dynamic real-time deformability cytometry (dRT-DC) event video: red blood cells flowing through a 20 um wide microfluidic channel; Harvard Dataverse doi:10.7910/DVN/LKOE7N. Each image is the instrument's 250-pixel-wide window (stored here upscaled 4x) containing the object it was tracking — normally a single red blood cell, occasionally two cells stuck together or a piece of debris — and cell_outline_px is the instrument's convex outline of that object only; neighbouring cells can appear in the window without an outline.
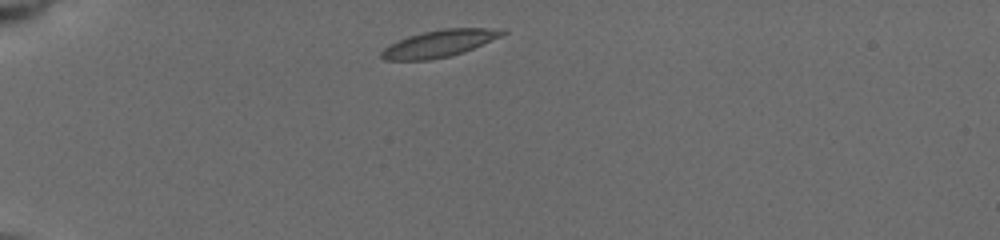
{"species": "common noctule bat (a hibernating species)", "species_latin": "Nyctalus noctula", "temperature_condition": "cold", "stored_images_in_passage": 8, "camera_frame_rate_fps": 3000, "um_per_image_px": 0.085, "animal": {"sex": "female", "body_mass_g": 19.5, "forearm_length_mm": 54.1}, "frame": {"image": 1, "passage_image": 1, "time_ms": 0.0, "image_size_px": [1000, 240], "cell_outline_px": [[508, 32], [500, 36], [464, 52], [448, 56], [428, 60], [384, 60], [380, 56], [380, 52], [384, 48], [408, 36], [424, 32], [444, 28], [504, 28]], "centroid_in_image_um": [37.36, 3.69], "position_along_channel_um": 47.6, "area_um2": 18.79}}
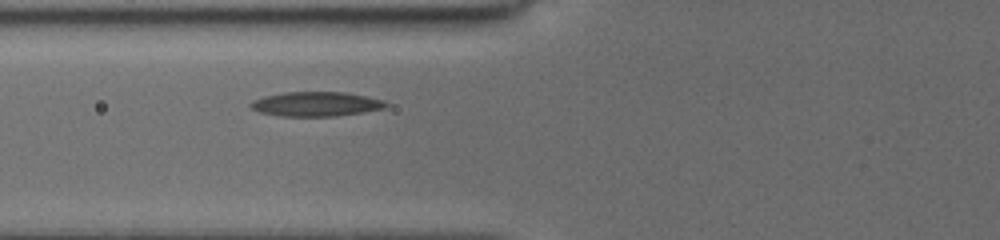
{"frame": {"image": 2, "passage_image": 5, "time_ms": 2.333, "image_size_px": [1000, 240], "cell_outline_px": [[388, 104], [384, 108], [364, 112], [336, 116], [280, 116], [260, 112], [252, 108], [248, 104], [252, 100], [264, 96], [284, 92], [348, 92], [384, 100]], "centroid_in_image_um": [26.86, 8.84], "position_along_channel_um": 98.9, "area_um2": 19.36}}
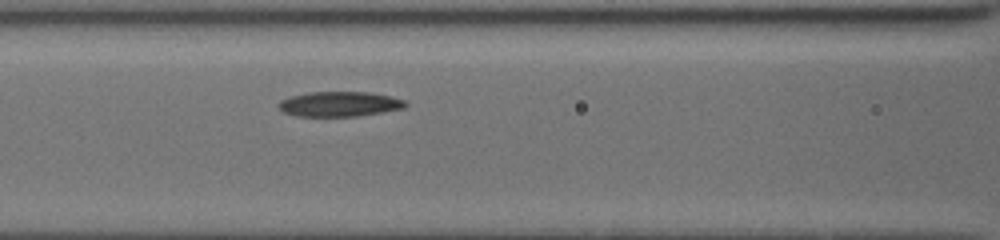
{"frame": {"image": 3, "passage_image": 8, "time_ms": 3.333, "image_size_px": [1000, 240], "cell_outline_px": [[408, 104], [404, 108], [384, 112], [356, 116], [296, 116], [284, 112], [276, 104], [280, 100], [288, 96], [308, 92], [368, 92], [388, 96], [404, 100]], "centroid_in_image_um": [28.82, 8.84], "position_along_channel_um": 137.8, "area_um2": 18.5}}